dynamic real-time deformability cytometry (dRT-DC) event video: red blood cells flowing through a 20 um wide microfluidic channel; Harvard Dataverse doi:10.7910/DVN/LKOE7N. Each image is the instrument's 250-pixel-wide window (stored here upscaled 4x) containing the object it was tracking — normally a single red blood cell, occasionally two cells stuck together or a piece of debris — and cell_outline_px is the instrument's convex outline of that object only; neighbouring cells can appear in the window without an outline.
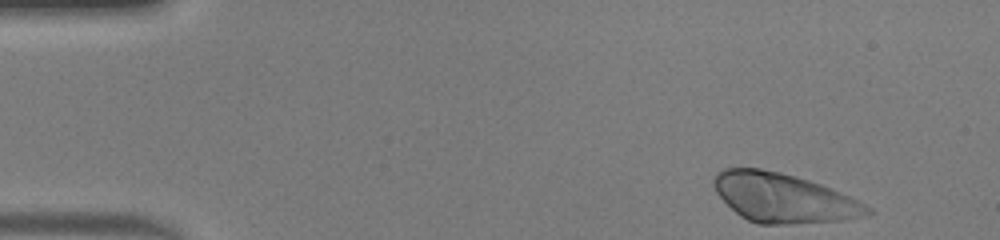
{"species": "human", "species_latin": "Homo sapiens", "temperature_condition": "warm", "stored_images_in_passage": 45, "camera_frame_rate_fps": 3000, "um_per_image_px": 0.085, "donor": {"sex": "male"}, "frame": {"image": 1, "passage_image": 1, "time_ms": 0.0, "image_size_px": [1000, 240], "cell_outline_px": [[876, 212], [868, 216], [840, 220], [788, 224], [756, 224], [740, 216], [716, 192], [712, 184], [712, 180], [716, 172], [724, 168], [760, 168], [780, 172], [796, 176], [832, 188], [872, 208]], "centroid_in_image_um": [66.6, 16.82], "position_along_channel_um": 18.4, "area_um2": 43.99}}
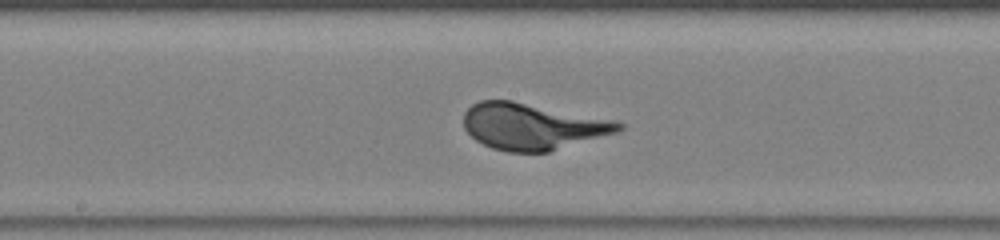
{"frame": {"image": 2, "passage_image": 22, "time_ms": 7.0, "image_size_px": [1000, 240], "cell_outline_px": [[624, 128], [616, 132], [548, 152], [508, 152], [492, 148], [476, 140], [464, 128], [464, 112], [472, 104], [480, 100], [512, 100], [620, 120], [624, 124]], "centroid_in_image_um": [45.29, 10.73], "position_along_channel_um": 202.9, "area_um2": 42.19}}
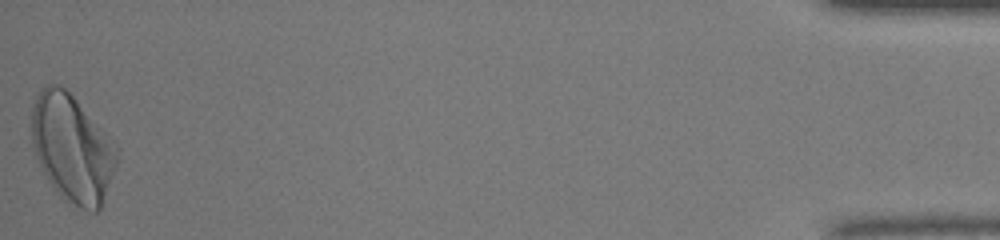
{"frame": {"image": 3, "passage_image": 45, "time_ms": 14.667, "image_size_px": [1000, 240], "cell_outline_px": [[120, 156], [100, 208], [96, 212], [88, 212], [68, 204], [56, 192], [48, 180], [32, 148], [32, 104], [40, 88], [44, 84], [60, 84], [76, 100], [120, 148]], "centroid_in_image_um": [6.14, 12.63], "position_along_channel_um": 429.1, "area_um2": 53.75}}